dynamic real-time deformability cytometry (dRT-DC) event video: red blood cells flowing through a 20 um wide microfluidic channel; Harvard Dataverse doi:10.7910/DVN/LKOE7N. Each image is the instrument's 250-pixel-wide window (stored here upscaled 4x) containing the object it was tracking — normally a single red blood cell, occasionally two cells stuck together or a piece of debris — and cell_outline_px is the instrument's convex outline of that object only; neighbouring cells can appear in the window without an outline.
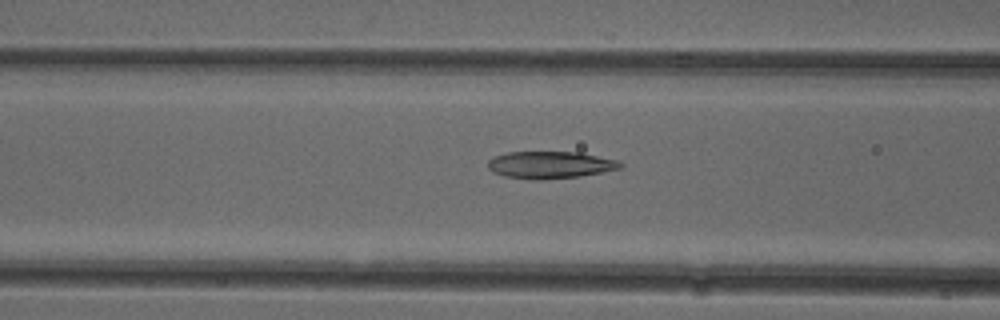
{"species": "common noctule bat (a hibernating species)", "species_latin": "Nyctalus noctula", "temperature_condition": "cold", "stored_images_in_passage": 51, "camera_frame_rate_fps": 3000, "um_per_image_px": 0.085, "animal": {"sex": "female"}, "frame": {"image": 1, "passage_image": 20, "time_ms": 6.333, "image_size_px": [1000, 320], "cell_outline_px": [[624, 168], [580, 176], [540, 180], [536, 180], [504, 176], [492, 172], [488, 168], [488, 160], [492, 156], [508, 152], [580, 152], [616, 160], [624, 164]], "centroid_in_image_um": [46.75, 14.01], "position_along_channel_um": 119.8, "area_um2": 21.1}}
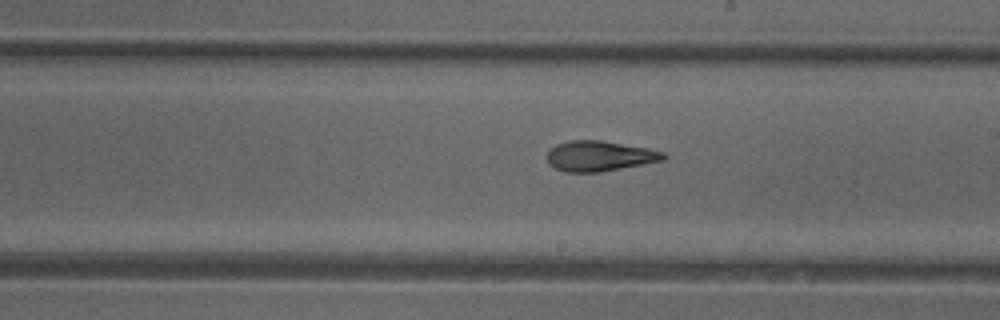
{"frame": {"image": 2, "passage_image": 29, "time_ms": 9.333, "image_size_px": [1000, 320], "cell_outline_px": [[668, 156], [664, 160], [600, 172], [564, 172], [548, 164], [548, 148], [556, 144], [568, 140], [600, 140], [648, 148], [664, 152]], "centroid_in_image_um": [50.94, 13.25], "position_along_channel_um": 238.1, "area_um2": 20.63}}
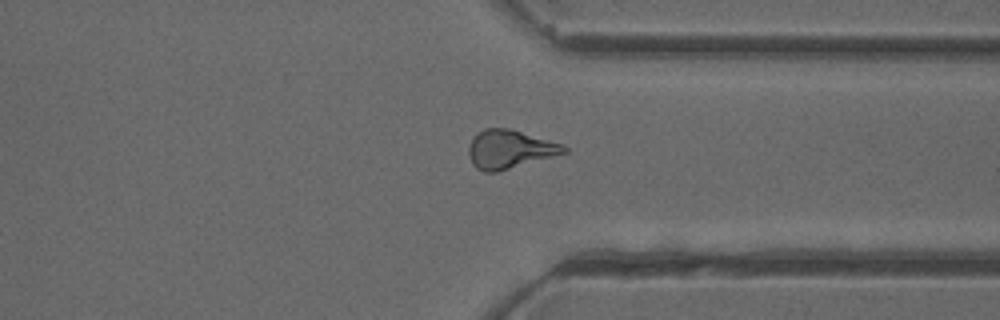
{"frame": {"image": 3, "passage_image": 39, "time_ms": 12.667, "image_size_px": [1000, 320], "cell_outline_px": [[568, 152], [496, 172], [484, 172], [476, 168], [472, 164], [468, 156], [468, 148], [472, 140], [484, 128], [508, 128], [564, 144], [568, 148]], "centroid_in_image_um": [43.33, 12.69], "position_along_channel_um": 368.1, "area_um2": 21.21}, "authors_computed_cell_mechanics": {"area_um2": 21.2126, "velocity_mm_per_s": 3.9346, "shape_relaxation_time_tau1_ms": 5.0529, "shape_relaxation_time_tau2_ms": 2.8017, "deformation_change_tau1": 0.1724, "deformation_change_tau2": 0.1136}}